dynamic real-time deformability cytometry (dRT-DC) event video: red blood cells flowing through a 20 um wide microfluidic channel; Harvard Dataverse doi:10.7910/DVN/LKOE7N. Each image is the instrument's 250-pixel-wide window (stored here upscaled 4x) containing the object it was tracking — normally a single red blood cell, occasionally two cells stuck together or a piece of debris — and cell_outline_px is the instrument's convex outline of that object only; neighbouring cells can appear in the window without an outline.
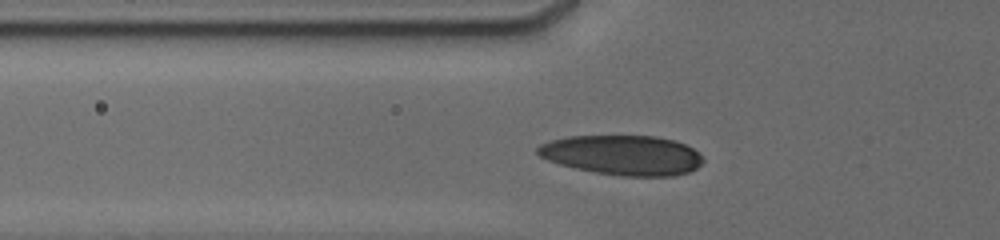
{"species": "human", "species_latin": "Homo sapiens", "temperature_condition": "cold", "stored_images_in_passage": 6, "camera_frame_rate_fps": 3000, "um_per_image_px": 0.085, "donor": {"sex": "male"}, "frame": {"image": 1, "passage_image": 3, "time_ms": 1.0, "image_size_px": [1000, 240], "cell_outline_px": [[704, 160], [696, 168], [688, 172], [672, 176], [624, 176], [596, 172], [576, 168], [560, 164], [548, 160], [540, 156], [536, 152], [536, 148], [540, 144], [552, 140], [568, 136], [656, 136], [676, 140], [700, 152]], "centroid_in_image_um": [52.94, 13.17], "position_along_channel_um": 72.9, "area_um2": 38.32}}
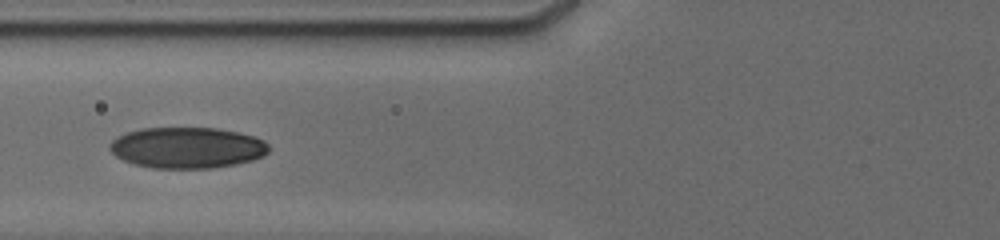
{"frame": {"image": 2, "passage_image": 5, "time_ms": 2.0, "image_size_px": [1000, 240], "cell_outline_px": [[268, 152], [264, 156], [252, 160], [236, 164], [212, 168], [152, 168], [132, 164], [116, 156], [108, 148], [108, 144], [112, 140], [128, 132], [140, 128], [216, 128], [236, 132], [252, 136], [264, 140], [268, 144]], "centroid_in_image_um": [15.89, 12.56], "position_along_channel_um": 109.9, "area_um2": 38.03}}